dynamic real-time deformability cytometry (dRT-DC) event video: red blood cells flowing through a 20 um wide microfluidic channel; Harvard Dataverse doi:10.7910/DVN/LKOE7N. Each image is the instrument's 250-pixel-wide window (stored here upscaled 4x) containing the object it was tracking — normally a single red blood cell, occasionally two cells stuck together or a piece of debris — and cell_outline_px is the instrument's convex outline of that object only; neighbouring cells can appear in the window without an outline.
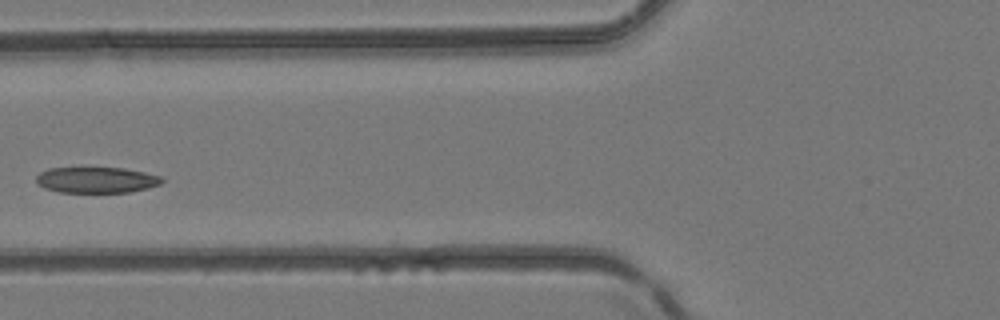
{"species": "common noctule bat (a hibernating species)", "species_latin": "Nyctalus noctula", "temperature_condition": "room temperature", "stored_images_in_passage": 4, "camera_frame_rate_fps": 3000, "um_per_image_px": 0.085, "animal": {"sex": "female", "body_mass_g": 24.6, "forearm_length_mm": 56.2}, "frame": {"image": 1, "passage_image": 4, "time_ms": 1.0, "image_size_px": [1000, 320], "cell_outline_px": [[164, 180], [160, 184], [148, 188], [128, 192], [60, 192], [44, 188], [36, 184], [36, 176], [40, 172], [48, 168], [124, 168], [164, 176]], "centroid_in_image_um": [8.2, 15.29], "position_along_channel_um": 117.6, "area_um2": 19.07}}